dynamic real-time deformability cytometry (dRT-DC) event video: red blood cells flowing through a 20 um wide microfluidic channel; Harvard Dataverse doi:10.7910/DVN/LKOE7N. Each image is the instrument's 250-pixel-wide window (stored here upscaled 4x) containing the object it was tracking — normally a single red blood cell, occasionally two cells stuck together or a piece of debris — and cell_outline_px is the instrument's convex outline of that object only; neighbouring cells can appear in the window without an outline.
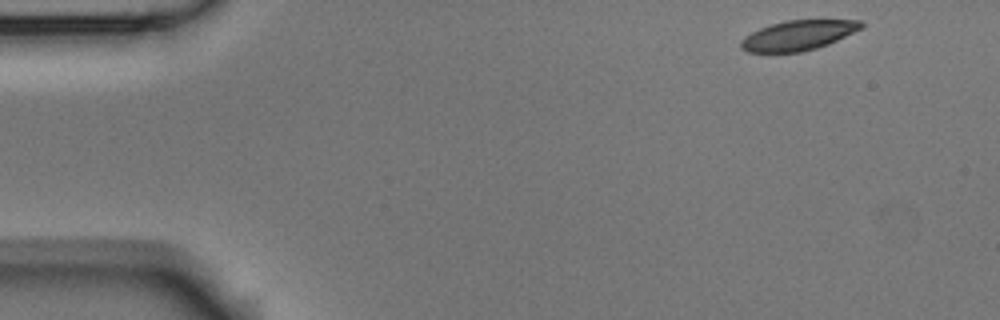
{"species": "Egyptian fruit bat (a non-hibernating species)", "species_latin": "Rousettus aegyptiacus", "temperature_condition": "room temperature", "stored_images_in_passage": 4, "camera_frame_rate_fps": 3000, "um_per_image_px": 0.085, "animal": {"sex": "male"}, "frame": {"image": 1, "passage_image": 1, "time_ms": 0.0, "image_size_px": [1000, 320], "cell_outline_px": [[864, 24], [860, 28], [828, 44], [816, 48], [800, 52], [748, 52], [740, 48], [740, 40], [744, 36], [760, 28], [772, 24], [788, 20], [860, 20]], "centroid_in_image_um": [67.79, 3.01], "position_along_channel_um": 17.2, "area_um2": 20.63}}
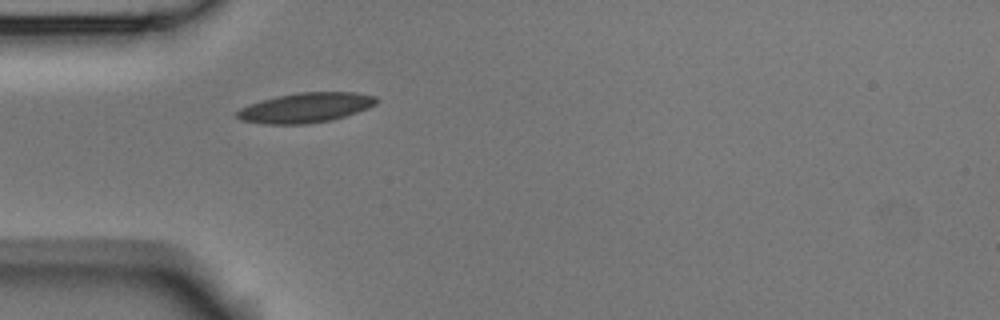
{"frame": {"image": 2, "passage_image": 4, "time_ms": 1.0, "image_size_px": [1000, 320], "cell_outline_px": [[380, 100], [376, 104], [368, 108], [332, 120], [308, 124], [264, 124], [240, 120], [236, 116], [236, 112], [240, 108], [276, 96], [296, 92], [356, 92], [376, 96]], "centroid_in_image_um": [26.01, 9.15], "position_along_channel_um": 59.0, "area_um2": 24.28}}